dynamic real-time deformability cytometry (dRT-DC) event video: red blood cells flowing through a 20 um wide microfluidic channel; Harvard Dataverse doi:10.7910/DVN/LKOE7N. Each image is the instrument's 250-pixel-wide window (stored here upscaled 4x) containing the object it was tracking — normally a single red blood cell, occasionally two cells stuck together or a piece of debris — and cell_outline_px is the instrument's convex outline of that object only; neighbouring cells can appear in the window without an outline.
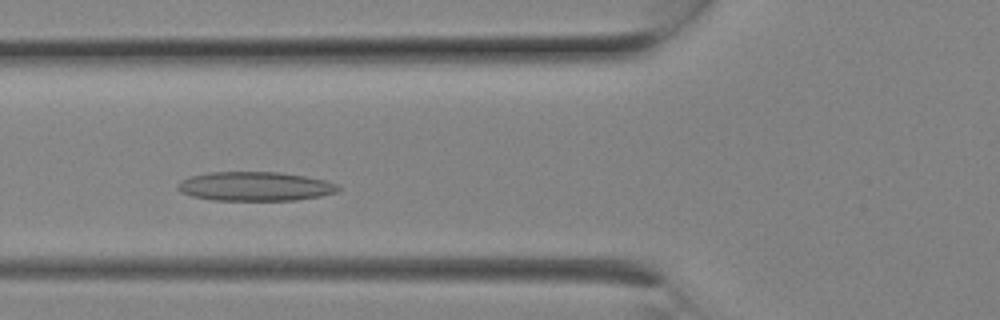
{"species": "Egyptian fruit bat (a non-hibernating species)", "species_latin": "Rousettus aegyptiacus", "temperature_condition": "room temperature", "stored_images_in_passage": 7, "camera_frame_rate_fps": 3000, "um_per_image_px": 0.085, "animal": {"sex": "female"}, "frame": {"image": 1, "passage_image": 6, "time_ms": 1.667, "image_size_px": [1000, 320], "cell_outline_px": [[344, 188], [336, 192], [320, 196], [296, 200], [212, 200], [192, 196], [180, 192], [176, 188], [180, 180], [188, 176], [208, 172], [280, 172], [304, 176], [324, 180], [340, 184]], "centroid_in_image_um": [21.68, 15.84], "position_along_channel_um": 104.1, "area_um2": 27.51}}
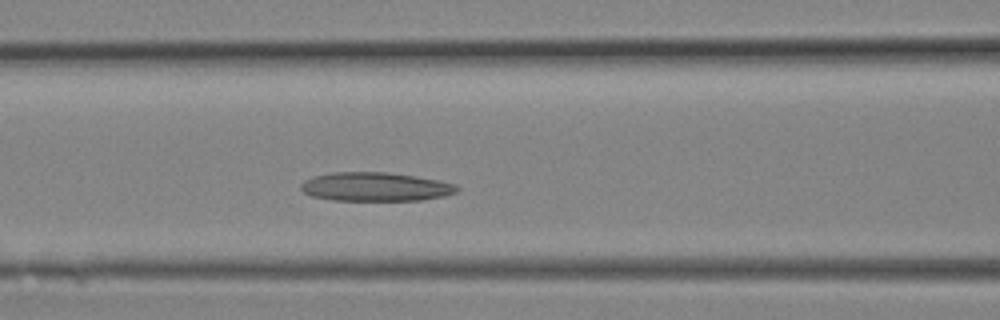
{"frame": {"image": 2, "passage_image": 7, "time_ms": 2.0, "image_size_px": [1000, 320], "cell_outline_px": [[460, 188], [456, 192], [444, 196], [420, 200], [332, 200], [312, 196], [304, 192], [300, 188], [300, 184], [304, 180], [316, 176], [332, 172], [388, 172], [416, 176], [456, 184]], "centroid_in_image_um": [31.91, 15.87], "position_along_channel_um": 134.7, "area_um2": 26.13}}